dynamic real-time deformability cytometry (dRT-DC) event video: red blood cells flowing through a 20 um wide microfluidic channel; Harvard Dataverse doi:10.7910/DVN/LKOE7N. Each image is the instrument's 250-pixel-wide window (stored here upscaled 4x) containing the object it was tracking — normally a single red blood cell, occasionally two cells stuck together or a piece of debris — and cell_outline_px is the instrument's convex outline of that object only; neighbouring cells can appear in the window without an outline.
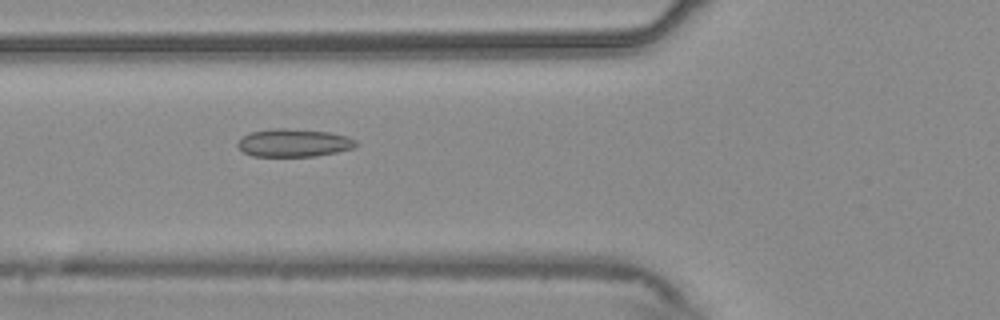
{"species": "common noctule bat (a hibernating species)", "species_latin": "Nyctalus noctula", "temperature_condition": "warm", "stored_images_in_passage": 41, "camera_frame_rate_fps": 3000, "um_per_image_px": 0.085, "animal": {"sex": "male", "body_mass_g": 20.4}, "frame": {"image": 1, "passage_image": 11, "time_ms": 3.333, "image_size_px": [1000, 320], "cell_outline_px": [[360, 144], [352, 148], [336, 152], [316, 156], [252, 156], [244, 152], [236, 144], [244, 136], [252, 132], [272, 128], [284, 128], [328, 132], [348, 136], [356, 140]], "centroid_in_image_um": [25.0, 12.14], "position_along_channel_um": 100.8, "area_um2": 19.13}}
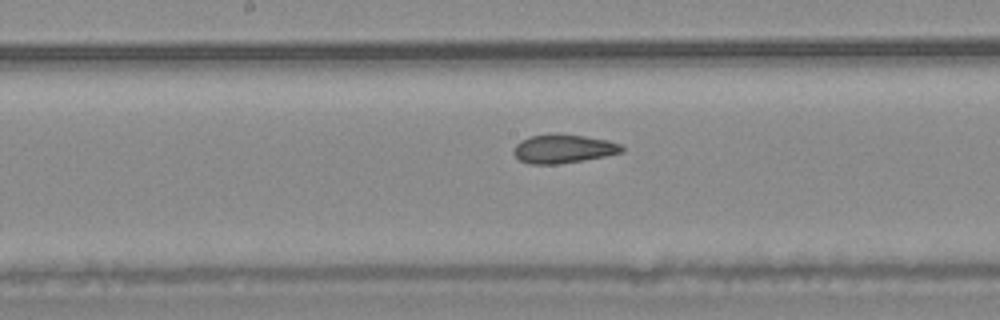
{"frame": {"image": 2, "passage_image": 19, "time_ms": 6.0, "image_size_px": [1000, 320], "cell_outline_px": [[624, 152], [584, 160], [556, 164], [528, 164], [520, 160], [512, 152], [512, 148], [520, 140], [528, 136], [584, 136], [608, 140], [620, 144], [624, 148]], "centroid_in_image_um": [47.87, 12.68], "position_along_channel_um": 200.3, "area_um2": 17.63}}
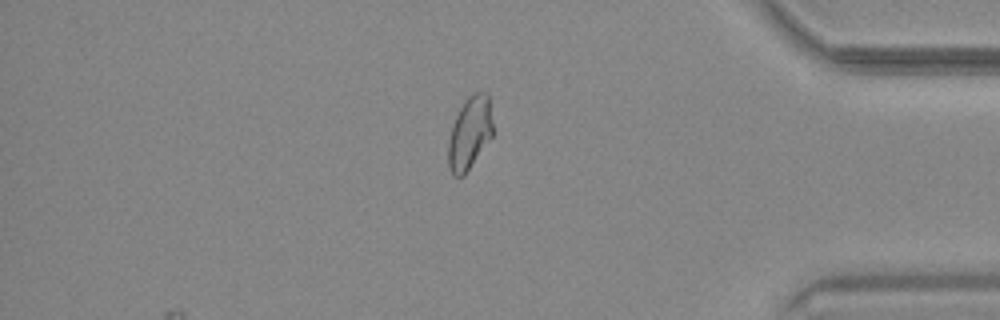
{"frame": {"image": 3, "passage_image": 37, "time_ms": 12.0, "image_size_px": [1000, 320], "cell_outline_px": [[492, 136], [464, 176], [452, 176], [448, 168], [448, 144], [452, 124], [464, 100], [472, 92], [488, 92], [492, 124]], "centroid_in_image_um": [39.9, 11.31], "position_along_channel_um": 395.3, "area_um2": 18.9}}